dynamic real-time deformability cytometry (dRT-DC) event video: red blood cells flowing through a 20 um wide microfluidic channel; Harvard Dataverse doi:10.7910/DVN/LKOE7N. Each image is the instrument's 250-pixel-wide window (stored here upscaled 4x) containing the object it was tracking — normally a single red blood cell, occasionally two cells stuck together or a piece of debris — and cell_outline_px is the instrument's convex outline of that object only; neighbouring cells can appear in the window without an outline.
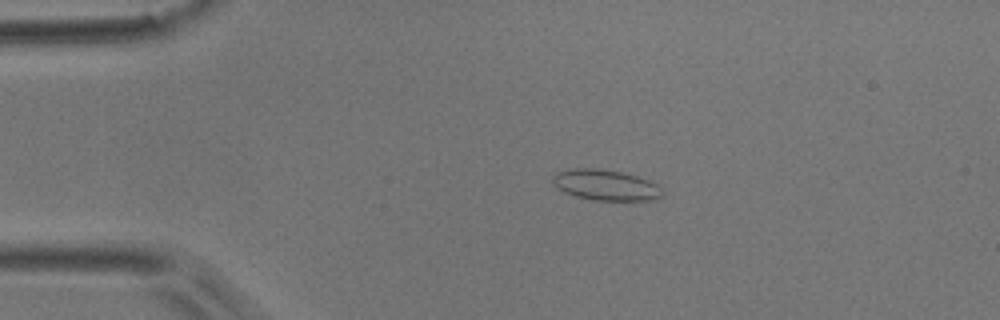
{"species": "common noctule bat (a hibernating species)", "species_latin": "Nyctalus noctula", "temperature_condition": "room temperature", "stored_images_in_passage": 48, "camera_frame_rate_fps": 3000, "um_per_image_px": 0.085, "animal": {"sex": "male", "body_mass_g": 17.9}, "frame": {"image": 1, "passage_image": 7, "time_ms": 2.0, "image_size_px": [1000, 320], "cell_outline_px": [[664, 196], [652, 200], [596, 200], [576, 196], [564, 192], [552, 180], [552, 176], [556, 172], [568, 168], [596, 168], [620, 172], [636, 176], [660, 184], [664, 192]], "centroid_in_image_um": [51.53, 15.72], "position_along_channel_um": 33.5, "area_um2": 19.65}}
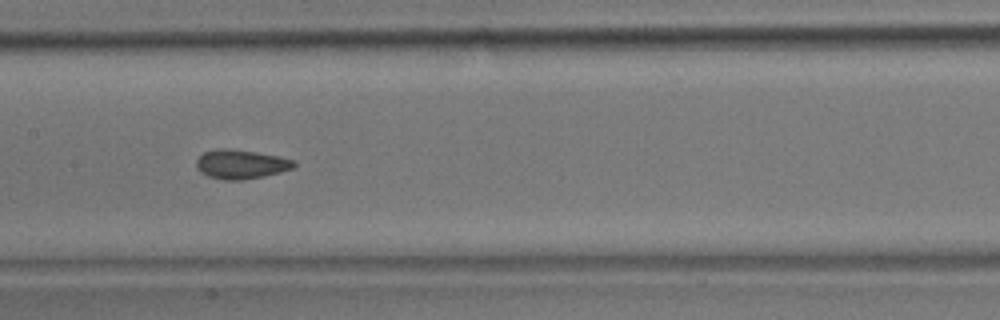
{"frame": {"image": 2, "passage_image": 22, "time_ms": 7.0, "image_size_px": [1000, 320], "cell_outline_px": [[296, 164], [292, 168], [280, 172], [264, 176], [244, 180], [224, 180], [208, 176], [200, 172], [196, 168], [196, 160], [204, 152], [220, 148], [224, 148], [256, 152], [296, 160]], "centroid_in_image_um": [20.46, 13.97], "position_along_channel_um": 186.9, "area_um2": 16.53}}
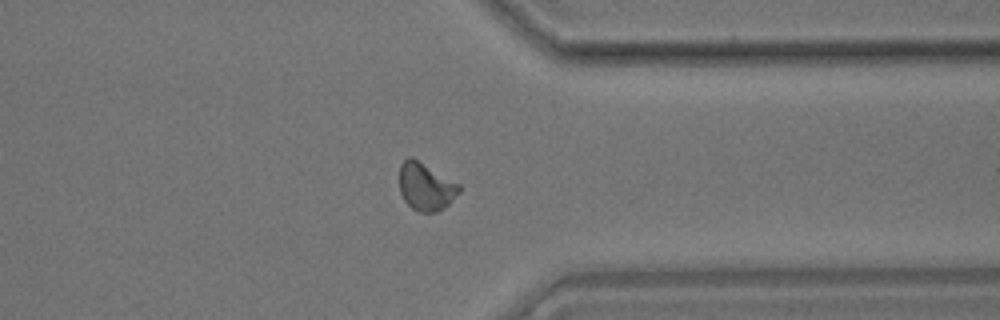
{"frame": {"image": 3, "passage_image": 37, "time_ms": 12.0, "image_size_px": [1000, 320], "cell_outline_px": [[460, 192], [444, 208], [436, 212], [420, 212], [412, 208], [404, 200], [400, 192], [400, 164], [408, 156], [412, 156], [460, 184]], "centroid_in_image_um": [36.19, 15.85], "position_along_channel_um": 375.2, "area_um2": 16.65}, "authors_computed_cell_mechanics": {"area_um2": 16.2129, "velocity_mm_per_s": 3.8494, "shape_relaxation_time_tau1_ms": null, "shape_relaxation_time_tau2_ms": 1.1409, "deformation_change_tau1": null, "deformation_change_tau2": 0.0571}}